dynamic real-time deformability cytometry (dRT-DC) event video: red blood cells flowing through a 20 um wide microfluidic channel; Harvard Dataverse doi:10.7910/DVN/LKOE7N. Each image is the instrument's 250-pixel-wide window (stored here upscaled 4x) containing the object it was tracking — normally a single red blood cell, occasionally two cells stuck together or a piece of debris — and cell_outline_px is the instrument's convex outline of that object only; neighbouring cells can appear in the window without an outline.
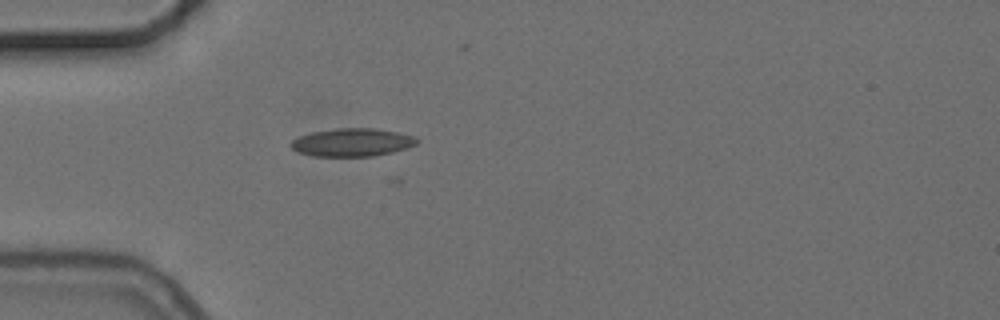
{"species": "common noctule bat (a hibernating species)", "species_latin": "Nyctalus noctula", "temperature_condition": "cold", "stored_images_in_passage": 5, "camera_frame_rate_fps": 3000, "um_per_image_px": 0.085, "animal": {"sex": "female", "body_mass_g": 24.6, "forearm_length_mm": 56.2}, "frame": {"image": 1, "passage_image": 5, "time_ms": 4.667, "image_size_px": [1000, 320], "cell_outline_px": [[420, 140], [416, 144], [408, 148], [392, 152], [372, 156], [312, 156], [296, 152], [288, 144], [292, 140], [300, 136], [312, 132], [336, 128], [372, 128], [396, 132], [416, 136]], "centroid_in_image_um": [29.93, 12.1], "position_along_channel_um": 55.1, "area_um2": 20.69}}